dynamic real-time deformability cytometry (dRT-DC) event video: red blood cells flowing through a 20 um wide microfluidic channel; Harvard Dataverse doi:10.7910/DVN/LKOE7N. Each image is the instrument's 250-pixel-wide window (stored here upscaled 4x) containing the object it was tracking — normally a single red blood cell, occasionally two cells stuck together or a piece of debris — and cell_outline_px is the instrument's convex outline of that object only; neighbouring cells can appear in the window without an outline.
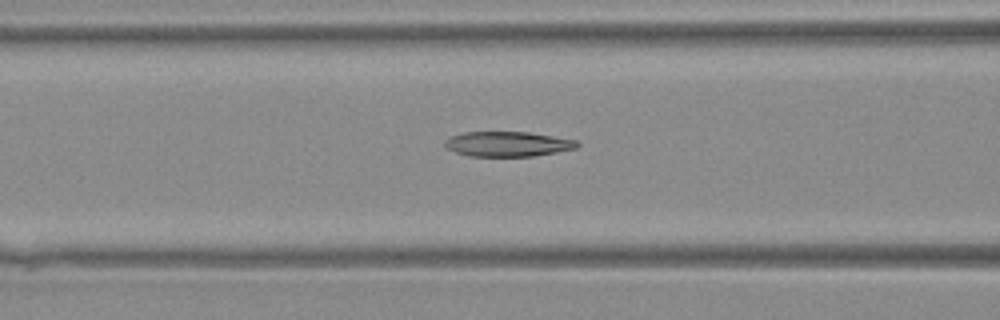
{"species": "Egyptian fruit bat (a non-hibernating species)", "species_latin": "Rousettus aegyptiacus", "temperature_condition": "warm", "stored_images_in_passage": 3, "camera_frame_rate_fps": 3000, "um_per_image_px": 0.085, "animal": {"sex": "female"}, "frame": {"image": 1, "passage_image": 3, "time_ms": 0.667, "image_size_px": [1000, 320], "cell_outline_px": [[580, 144], [576, 148], [556, 152], [532, 156], [468, 156], [456, 152], [448, 148], [444, 144], [444, 140], [452, 136], [464, 132], [528, 132], [576, 140]], "centroid_in_image_um": [43.15, 12.24], "position_along_channel_um": 123.5, "area_um2": 19.07}}